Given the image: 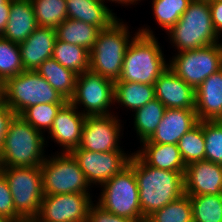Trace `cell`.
Listing matches in <instances>:
<instances>
[{"label":"cell","instance_id":"e575fe53","mask_svg":"<svg viewBox=\"0 0 222 222\" xmlns=\"http://www.w3.org/2000/svg\"><path fill=\"white\" fill-rule=\"evenodd\" d=\"M154 222H193L191 201L184 194L149 216Z\"/></svg>","mask_w":222,"mask_h":222},{"label":"cell","instance_id":"ac0fdd59","mask_svg":"<svg viewBox=\"0 0 222 222\" xmlns=\"http://www.w3.org/2000/svg\"><path fill=\"white\" fill-rule=\"evenodd\" d=\"M198 122L195 109L166 108L156 131L141 143L178 144L179 139Z\"/></svg>","mask_w":222,"mask_h":222},{"label":"cell","instance_id":"d6a6232c","mask_svg":"<svg viewBox=\"0 0 222 222\" xmlns=\"http://www.w3.org/2000/svg\"><path fill=\"white\" fill-rule=\"evenodd\" d=\"M63 105L52 103L36 104L26 108L19 116L45 136L46 131H50L57 112Z\"/></svg>","mask_w":222,"mask_h":222},{"label":"cell","instance_id":"83f0119b","mask_svg":"<svg viewBox=\"0 0 222 222\" xmlns=\"http://www.w3.org/2000/svg\"><path fill=\"white\" fill-rule=\"evenodd\" d=\"M52 58L78 75L89 70V51L79 45L56 40Z\"/></svg>","mask_w":222,"mask_h":222},{"label":"cell","instance_id":"ffe728a7","mask_svg":"<svg viewBox=\"0 0 222 222\" xmlns=\"http://www.w3.org/2000/svg\"><path fill=\"white\" fill-rule=\"evenodd\" d=\"M53 28L37 27L22 43L18 44L24 70H36L46 59L52 58L56 42Z\"/></svg>","mask_w":222,"mask_h":222},{"label":"cell","instance_id":"cb8c5ba5","mask_svg":"<svg viewBox=\"0 0 222 222\" xmlns=\"http://www.w3.org/2000/svg\"><path fill=\"white\" fill-rule=\"evenodd\" d=\"M35 71L67 101L74 96L78 74L63 67L54 58L46 59Z\"/></svg>","mask_w":222,"mask_h":222},{"label":"cell","instance_id":"5bb4252c","mask_svg":"<svg viewBox=\"0 0 222 222\" xmlns=\"http://www.w3.org/2000/svg\"><path fill=\"white\" fill-rule=\"evenodd\" d=\"M121 123L115 113L86 116L79 147L96 152L124 151L119 142L124 131Z\"/></svg>","mask_w":222,"mask_h":222},{"label":"cell","instance_id":"9c48e42d","mask_svg":"<svg viewBox=\"0 0 222 222\" xmlns=\"http://www.w3.org/2000/svg\"><path fill=\"white\" fill-rule=\"evenodd\" d=\"M12 194L14 208L22 218H35L44 197L40 167H1Z\"/></svg>","mask_w":222,"mask_h":222},{"label":"cell","instance_id":"44dd1931","mask_svg":"<svg viewBox=\"0 0 222 222\" xmlns=\"http://www.w3.org/2000/svg\"><path fill=\"white\" fill-rule=\"evenodd\" d=\"M38 27L30 0H11L9 18L2 37L20 44Z\"/></svg>","mask_w":222,"mask_h":222},{"label":"cell","instance_id":"4fadbf2b","mask_svg":"<svg viewBox=\"0 0 222 222\" xmlns=\"http://www.w3.org/2000/svg\"><path fill=\"white\" fill-rule=\"evenodd\" d=\"M91 193L44 195L37 222H87Z\"/></svg>","mask_w":222,"mask_h":222},{"label":"cell","instance_id":"8d00e7d4","mask_svg":"<svg viewBox=\"0 0 222 222\" xmlns=\"http://www.w3.org/2000/svg\"><path fill=\"white\" fill-rule=\"evenodd\" d=\"M22 217L16 212L9 184L0 173V219L18 220Z\"/></svg>","mask_w":222,"mask_h":222},{"label":"cell","instance_id":"4dcf8cb0","mask_svg":"<svg viewBox=\"0 0 222 222\" xmlns=\"http://www.w3.org/2000/svg\"><path fill=\"white\" fill-rule=\"evenodd\" d=\"M193 222H222L221 195L189 196Z\"/></svg>","mask_w":222,"mask_h":222},{"label":"cell","instance_id":"7402d4cb","mask_svg":"<svg viewBox=\"0 0 222 222\" xmlns=\"http://www.w3.org/2000/svg\"><path fill=\"white\" fill-rule=\"evenodd\" d=\"M68 19L83 21L104 29L109 27L117 15L102 0H66Z\"/></svg>","mask_w":222,"mask_h":222},{"label":"cell","instance_id":"484cf974","mask_svg":"<svg viewBox=\"0 0 222 222\" xmlns=\"http://www.w3.org/2000/svg\"><path fill=\"white\" fill-rule=\"evenodd\" d=\"M100 28L83 21L66 19L55 28L57 40L84 47L90 51L98 37Z\"/></svg>","mask_w":222,"mask_h":222},{"label":"cell","instance_id":"2e32d148","mask_svg":"<svg viewBox=\"0 0 222 222\" xmlns=\"http://www.w3.org/2000/svg\"><path fill=\"white\" fill-rule=\"evenodd\" d=\"M184 192L193 195L222 194V164L207 160L195 161L186 166Z\"/></svg>","mask_w":222,"mask_h":222},{"label":"cell","instance_id":"ba28073f","mask_svg":"<svg viewBox=\"0 0 222 222\" xmlns=\"http://www.w3.org/2000/svg\"><path fill=\"white\" fill-rule=\"evenodd\" d=\"M56 153L47 155L40 166L44 195L90 193L92 189L73 155L60 151Z\"/></svg>","mask_w":222,"mask_h":222},{"label":"cell","instance_id":"30bf717a","mask_svg":"<svg viewBox=\"0 0 222 222\" xmlns=\"http://www.w3.org/2000/svg\"><path fill=\"white\" fill-rule=\"evenodd\" d=\"M174 54L168 61L169 68L194 90L222 68V42Z\"/></svg>","mask_w":222,"mask_h":222},{"label":"cell","instance_id":"d4e9b609","mask_svg":"<svg viewBox=\"0 0 222 222\" xmlns=\"http://www.w3.org/2000/svg\"><path fill=\"white\" fill-rule=\"evenodd\" d=\"M114 94V103L134 112L155 98V87L138 82L116 81Z\"/></svg>","mask_w":222,"mask_h":222},{"label":"cell","instance_id":"74e56055","mask_svg":"<svg viewBox=\"0 0 222 222\" xmlns=\"http://www.w3.org/2000/svg\"><path fill=\"white\" fill-rule=\"evenodd\" d=\"M87 222H136V221L110 213L109 211L103 209L97 203L95 204L92 203L88 211Z\"/></svg>","mask_w":222,"mask_h":222},{"label":"cell","instance_id":"ee69618b","mask_svg":"<svg viewBox=\"0 0 222 222\" xmlns=\"http://www.w3.org/2000/svg\"><path fill=\"white\" fill-rule=\"evenodd\" d=\"M10 222H37L35 218H21L18 220H10Z\"/></svg>","mask_w":222,"mask_h":222},{"label":"cell","instance_id":"f6af8a7d","mask_svg":"<svg viewBox=\"0 0 222 222\" xmlns=\"http://www.w3.org/2000/svg\"><path fill=\"white\" fill-rule=\"evenodd\" d=\"M138 222H154L149 217H142Z\"/></svg>","mask_w":222,"mask_h":222},{"label":"cell","instance_id":"5b68a950","mask_svg":"<svg viewBox=\"0 0 222 222\" xmlns=\"http://www.w3.org/2000/svg\"><path fill=\"white\" fill-rule=\"evenodd\" d=\"M167 35L171 45L177 49L176 53L195 50L220 41L212 25L208 1L201 0L190 2L187 10Z\"/></svg>","mask_w":222,"mask_h":222},{"label":"cell","instance_id":"ab89813d","mask_svg":"<svg viewBox=\"0 0 222 222\" xmlns=\"http://www.w3.org/2000/svg\"><path fill=\"white\" fill-rule=\"evenodd\" d=\"M211 10L212 25L219 37H222V1L211 0L208 2Z\"/></svg>","mask_w":222,"mask_h":222},{"label":"cell","instance_id":"7a4b0ae2","mask_svg":"<svg viewBox=\"0 0 222 222\" xmlns=\"http://www.w3.org/2000/svg\"><path fill=\"white\" fill-rule=\"evenodd\" d=\"M150 27L139 28L124 56L118 81L154 85L158 77L169 68L162 53L161 43Z\"/></svg>","mask_w":222,"mask_h":222},{"label":"cell","instance_id":"60d3db41","mask_svg":"<svg viewBox=\"0 0 222 222\" xmlns=\"http://www.w3.org/2000/svg\"><path fill=\"white\" fill-rule=\"evenodd\" d=\"M10 7L11 0H0V36H2L6 28Z\"/></svg>","mask_w":222,"mask_h":222},{"label":"cell","instance_id":"52a82bcc","mask_svg":"<svg viewBox=\"0 0 222 222\" xmlns=\"http://www.w3.org/2000/svg\"><path fill=\"white\" fill-rule=\"evenodd\" d=\"M100 189L98 201L94 202L106 211L136 222L143 217L135 172L130 165L101 185Z\"/></svg>","mask_w":222,"mask_h":222},{"label":"cell","instance_id":"7bdbcfd3","mask_svg":"<svg viewBox=\"0 0 222 222\" xmlns=\"http://www.w3.org/2000/svg\"><path fill=\"white\" fill-rule=\"evenodd\" d=\"M5 99V81L0 77V102Z\"/></svg>","mask_w":222,"mask_h":222},{"label":"cell","instance_id":"d590c367","mask_svg":"<svg viewBox=\"0 0 222 222\" xmlns=\"http://www.w3.org/2000/svg\"><path fill=\"white\" fill-rule=\"evenodd\" d=\"M205 160L222 164V124L219 121H203Z\"/></svg>","mask_w":222,"mask_h":222},{"label":"cell","instance_id":"f35d334b","mask_svg":"<svg viewBox=\"0 0 222 222\" xmlns=\"http://www.w3.org/2000/svg\"><path fill=\"white\" fill-rule=\"evenodd\" d=\"M15 115L16 114L7 106L5 101L0 102V149L2 148L10 121Z\"/></svg>","mask_w":222,"mask_h":222},{"label":"cell","instance_id":"1f68e13d","mask_svg":"<svg viewBox=\"0 0 222 222\" xmlns=\"http://www.w3.org/2000/svg\"><path fill=\"white\" fill-rule=\"evenodd\" d=\"M192 0H152V10L157 24L166 33L176 24Z\"/></svg>","mask_w":222,"mask_h":222},{"label":"cell","instance_id":"8fae6325","mask_svg":"<svg viewBox=\"0 0 222 222\" xmlns=\"http://www.w3.org/2000/svg\"><path fill=\"white\" fill-rule=\"evenodd\" d=\"M114 82L85 71L78 75L74 96L69 100L85 116L109 115L114 103ZM79 106V107H78Z\"/></svg>","mask_w":222,"mask_h":222},{"label":"cell","instance_id":"9a60e30c","mask_svg":"<svg viewBox=\"0 0 222 222\" xmlns=\"http://www.w3.org/2000/svg\"><path fill=\"white\" fill-rule=\"evenodd\" d=\"M82 114L70 101H67L57 112L47 138L61 147V153H71L78 148L82 139L85 123Z\"/></svg>","mask_w":222,"mask_h":222},{"label":"cell","instance_id":"8992f818","mask_svg":"<svg viewBox=\"0 0 222 222\" xmlns=\"http://www.w3.org/2000/svg\"><path fill=\"white\" fill-rule=\"evenodd\" d=\"M5 103L20 115L36 104H65L67 100L35 70H24L5 81Z\"/></svg>","mask_w":222,"mask_h":222},{"label":"cell","instance_id":"603a6c76","mask_svg":"<svg viewBox=\"0 0 222 222\" xmlns=\"http://www.w3.org/2000/svg\"><path fill=\"white\" fill-rule=\"evenodd\" d=\"M135 153L149 166L185 173L186 165L177 144L140 143Z\"/></svg>","mask_w":222,"mask_h":222},{"label":"cell","instance_id":"277c9868","mask_svg":"<svg viewBox=\"0 0 222 222\" xmlns=\"http://www.w3.org/2000/svg\"><path fill=\"white\" fill-rule=\"evenodd\" d=\"M139 33L132 37L127 23L118 18L109 27L101 29L89 51V70L113 82L119 80L126 50Z\"/></svg>","mask_w":222,"mask_h":222},{"label":"cell","instance_id":"7c38bea8","mask_svg":"<svg viewBox=\"0 0 222 222\" xmlns=\"http://www.w3.org/2000/svg\"><path fill=\"white\" fill-rule=\"evenodd\" d=\"M71 154L77 160L91 188L93 185L100 187L120 173L129 165L132 156V153L124 151L96 152L80 147L74 149Z\"/></svg>","mask_w":222,"mask_h":222},{"label":"cell","instance_id":"d6986e66","mask_svg":"<svg viewBox=\"0 0 222 222\" xmlns=\"http://www.w3.org/2000/svg\"><path fill=\"white\" fill-rule=\"evenodd\" d=\"M195 111L199 121L222 119V68L195 89Z\"/></svg>","mask_w":222,"mask_h":222},{"label":"cell","instance_id":"bcb514c9","mask_svg":"<svg viewBox=\"0 0 222 222\" xmlns=\"http://www.w3.org/2000/svg\"><path fill=\"white\" fill-rule=\"evenodd\" d=\"M0 222H10V220L0 219Z\"/></svg>","mask_w":222,"mask_h":222},{"label":"cell","instance_id":"4316f807","mask_svg":"<svg viewBox=\"0 0 222 222\" xmlns=\"http://www.w3.org/2000/svg\"><path fill=\"white\" fill-rule=\"evenodd\" d=\"M166 107L157 99L149 101L143 107L134 111L133 122L137 137L142 141L148 140L156 131L161 119L163 118Z\"/></svg>","mask_w":222,"mask_h":222},{"label":"cell","instance_id":"3957f363","mask_svg":"<svg viewBox=\"0 0 222 222\" xmlns=\"http://www.w3.org/2000/svg\"><path fill=\"white\" fill-rule=\"evenodd\" d=\"M47 142L41 132L15 115L0 149L1 167H40L47 158L44 150Z\"/></svg>","mask_w":222,"mask_h":222},{"label":"cell","instance_id":"f546056e","mask_svg":"<svg viewBox=\"0 0 222 222\" xmlns=\"http://www.w3.org/2000/svg\"><path fill=\"white\" fill-rule=\"evenodd\" d=\"M178 149L187 166L188 164L205 160V139L203 136V121H199L178 141Z\"/></svg>","mask_w":222,"mask_h":222},{"label":"cell","instance_id":"836d02e7","mask_svg":"<svg viewBox=\"0 0 222 222\" xmlns=\"http://www.w3.org/2000/svg\"><path fill=\"white\" fill-rule=\"evenodd\" d=\"M24 71L18 44L0 36V77L6 81Z\"/></svg>","mask_w":222,"mask_h":222},{"label":"cell","instance_id":"b9f144b4","mask_svg":"<svg viewBox=\"0 0 222 222\" xmlns=\"http://www.w3.org/2000/svg\"><path fill=\"white\" fill-rule=\"evenodd\" d=\"M103 2H105V0H102ZM112 2V3H118V4H121V6H131V5H135V4H138L139 2L138 1H141V0H106V2Z\"/></svg>","mask_w":222,"mask_h":222},{"label":"cell","instance_id":"e0dca14e","mask_svg":"<svg viewBox=\"0 0 222 222\" xmlns=\"http://www.w3.org/2000/svg\"><path fill=\"white\" fill-rule=\"evenodd\" d=\"M155 98L166 108L195 109V90L170 68L155 81Z\"/></svg>","mask_w":222,"mask_h":222},{"label":"cell","instance_id":"6da1fadb","mask_svg":"<svg viewBox=\"0 0 222 222\" xmlns=\"http://www.w3.org/2000/svg\"><path fill=\"white\" fill-rule=\"evenodd\" d=\"M129 165L135 172L143 217H149L185 194L184 173L151 167L135 152Z\"/></svg>","mask_w":222,"mask_h":222},{"label":"cell","instance_id":"f1b7e54d","mask_svg":"<svg viewBox=\"0 0 222 222\" xmlns=\"http://www.w3.org/2000/svg\"><path fill=\"white\" fill-rule=\"evenodd\" d=\"M39 27L55 29L68 19L66 0H30Z\"/></svg>","mask_w":222,"mask_h":222}]
</instances>
